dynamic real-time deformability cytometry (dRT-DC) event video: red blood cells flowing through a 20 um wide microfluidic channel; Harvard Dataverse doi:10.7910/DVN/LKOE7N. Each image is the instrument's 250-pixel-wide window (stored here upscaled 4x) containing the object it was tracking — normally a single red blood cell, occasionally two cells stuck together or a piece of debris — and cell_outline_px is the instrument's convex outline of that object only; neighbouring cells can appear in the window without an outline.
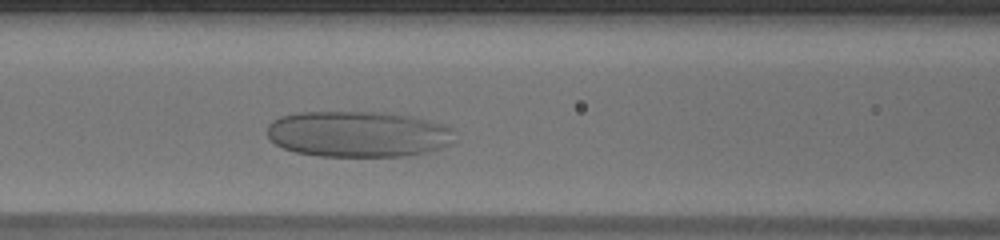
{"species": "human", "species_latin": "Homo sapiens", "temperature_condition": "warm", "stored_images_in_passage": 31, "camera_frame_rate_fps": 3000, "um_per_image_px": 0.085, "donor": {"sex": "male"}, "frame": {"image": 1, "passage_image": 9, "time_ms": 2.667, "image_size_px": [1000, 240], "cell_outline_px": [[448, 128], [440, 144], [436, 148], [404, 156], [320, 156], [296, 152], [284, 148], [276, 144], [268, 136], [268, 124], [272, 120], [280, 116], [300, 112], [376, 112], [404, 116], [420, 120]], "centroid_in_image_um": [30.12, 11.39], "position_along_channel_um": 136.5, "area_um2": 48.03}}
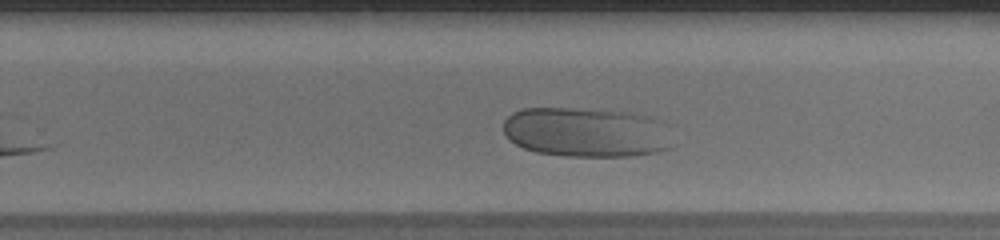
{"frame": {"image": 2, "passage_image": 20, "time_ms": 6.333, "image_size_px": [1000, 240], "cell_outline_px": [[668, 148], [656, 152], [628, 156], [564, 156], [536, 152], [524, 148], [516, 144], [504, 132], [504, 120], [512, 112], [524, 108], [568, 108], [620, 112], [644, 116], [648, 120]], "centroid_in_image_um": [49.5, 11.26], "position_along_channel_um": 280.3, "area_um2": 46.41}}
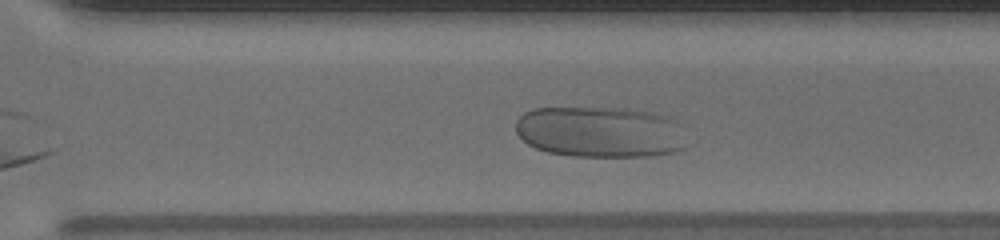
{"frame": {"image": 3, "passage_image": 23, "time_ms": 7.333, "image_size_px": [1000, 240], "cell_outline_px": [[684, 148], [672, 152], [644, 156], [572, 156], [548, 152], [536, 148], [528, 144], [516, 132], [516, 120], [524, 112], [536, 108], [624, 108], [652, 112], [664, 116], [668, 120]], "centroid_in_image_um": [50.81, 11.21], "position_along_channel_um": 319.8, "area_um2": 49.48}}